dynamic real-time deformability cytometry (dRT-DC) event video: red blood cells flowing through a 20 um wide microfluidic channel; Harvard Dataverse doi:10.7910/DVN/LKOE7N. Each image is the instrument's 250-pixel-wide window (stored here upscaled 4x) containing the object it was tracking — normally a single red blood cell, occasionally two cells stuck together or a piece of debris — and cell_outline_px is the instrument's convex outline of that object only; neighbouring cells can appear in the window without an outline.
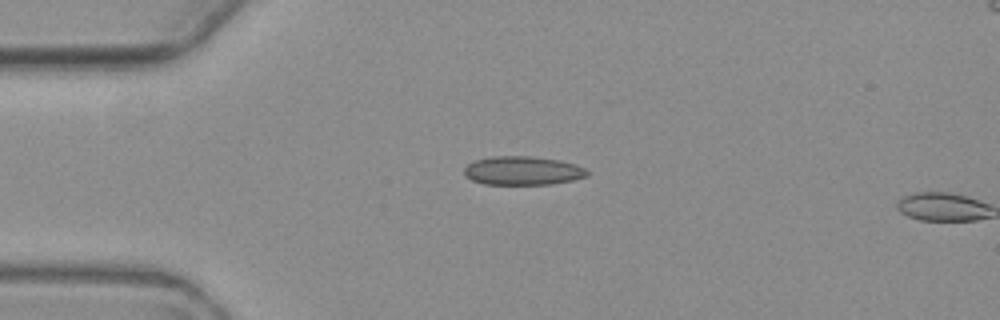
{"species": "common noctule bat (a hibernating species)", "species_latin": "Nyctalus noctula", "temperature_condition": "warm", "stored_images_in_passage": 4, "camera_frame_rate_fps": 3000, "um_per_image_px": 0.085, "animal": {"sex": "female", "body_mass_g": 19.3, "forearm_length_mm": 54.1}, "frame": {"image": 1, "passage_image": 3, "time_ms": 2.333, "image_size_px": [1000, 320], "cell_outline_px": [[588, 176], [572, 180], [548, 184], [484, 184], [472, 180], [464, 176], [464, 168], [468, 164], [476, 160], [492, 156], [528, 156], [560, 160], [576, 164], [584, 168], [588, 172]], "centroid_in_image_um": [44.41, 14.5], "position_along_channel_um": 40.6, "area_um2": 20.52}}